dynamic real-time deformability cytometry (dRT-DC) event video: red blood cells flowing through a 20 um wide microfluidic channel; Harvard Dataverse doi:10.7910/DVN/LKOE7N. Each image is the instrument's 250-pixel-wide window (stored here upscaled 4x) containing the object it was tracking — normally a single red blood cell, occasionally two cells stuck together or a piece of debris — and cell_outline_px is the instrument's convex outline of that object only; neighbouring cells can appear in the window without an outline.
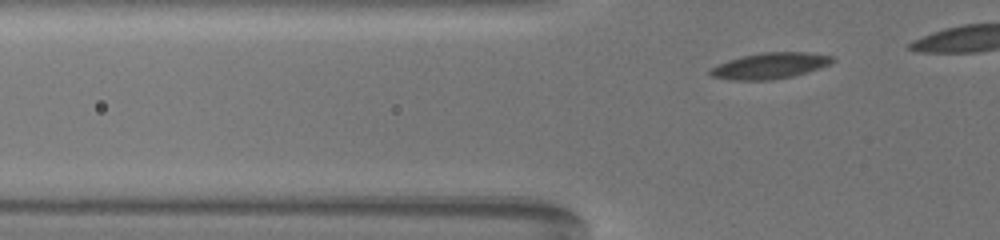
{"species": "common noctule bat (a hibernating species)", "species_latin": "Nyctalus noctula", "temperature_condition": "warm", "stored_images_in_passage": 16, "camera_frame_rate_fps": 3000, "um_per_image_px": 0.085, "animal": {"sex": "female", "body_mass_g": 19.5, "forearm_length_mm": 54.1}, "frame": {"image": 1, "passage_image": 4, "time_ms": 1.0, "image_size_px": [1000, 240], "cell_outline_px": [[832, 60], [828, 64], [820, 68], [792, 76], [772, 80], [732, 80], [712, 76], [708, 72], [708, 68], [728, 60], [760, 52], [808, 52], [832, 56]], "centroid_in_image_um": [65.39, 5.59], "position_along_channel_um": 60.4, "area_um2": 18.38}}
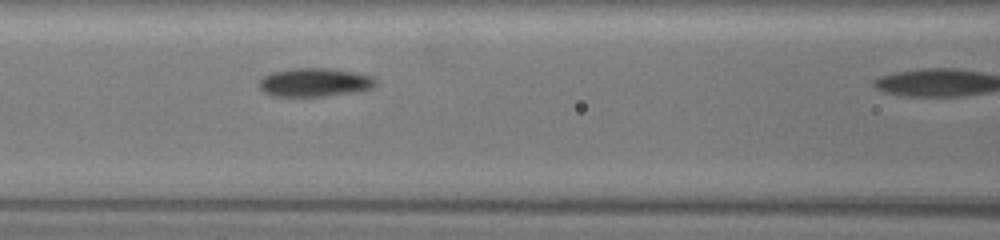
{"frame": {"image": 2, "passage_image": 12, "time_ms": 3.667, "image_size_px": [1000, 240], "cell_outline_px": [[376, 84], [372, 88], [324, 96], [272, 96], [264, 92], [260, 88], [260, 80], [264, 76], [272, 72], [292, 68], [332, 68], [372, 76], [376, 80]], "centroid_in_image_um": [26.71, 6.99], "position_along_channel_um": 139.9, "area_um2": 19.13}}
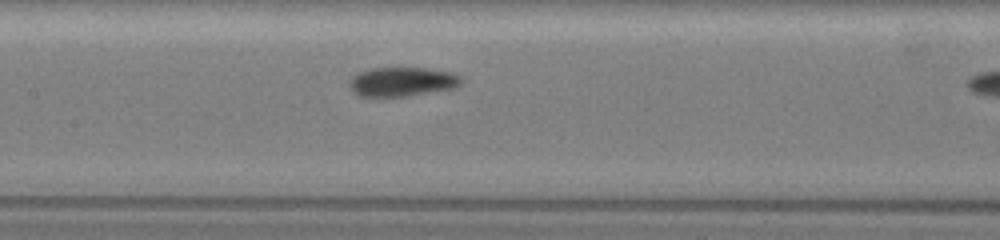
{"frame": {"image": 3, "passage_image": 15, "time_ms": 4.667, "image_size_px": [1000, 240], "cell_outline_px": [[464, 80], [460, 84], [452, 88], [404, 96], [360, 96], [352, 92], [348, 84], [348, 80], [352, 76], [360, 72], [372, 68], [424, 68], [452, 72], [460, 76]], "centroid_in_image_um": [34.14, 6.94], "position_along_channel_um": 173.3, "area_um2": 18.9}}